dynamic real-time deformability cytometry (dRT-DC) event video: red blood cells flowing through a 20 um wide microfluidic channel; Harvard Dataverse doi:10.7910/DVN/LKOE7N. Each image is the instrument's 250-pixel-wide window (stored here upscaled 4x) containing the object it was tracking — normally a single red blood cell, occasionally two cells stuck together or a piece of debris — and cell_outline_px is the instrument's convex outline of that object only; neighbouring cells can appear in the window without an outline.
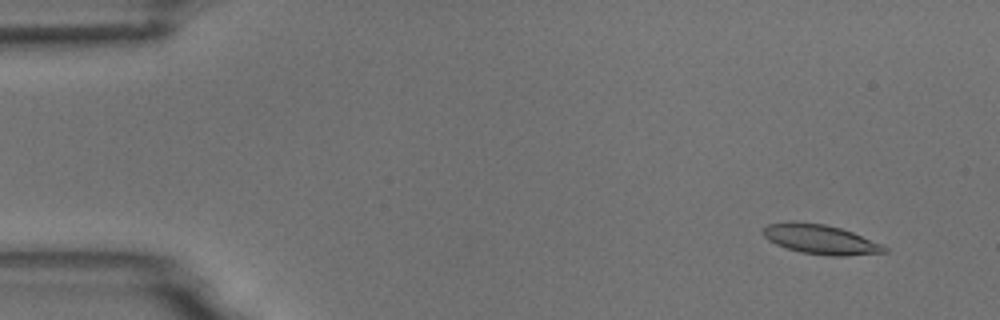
{"species": "common noctule bat (a hibernating species)", "species_latin": "Nyctalus noctula", "temperature_condition": "room temperature", "stored_images_in_passage": 4, "camera_frame_rate_fps": 3000, "um_per_image_px": 0.085, "animal": {"sex": "male", "body_mass_g": 18.8}, "frame": {"image": 1, "passage_image": 1, "time_ms": 0.0, "image_size_px": [1000, 320], "cell_outline_px": [[888, 252], [848, 256], [828, 256], [800, 252], [776, 244], [768, 240], [764, 236], [764, 228], [768, 224], [788, 220], [796, 220], [824, 224], [840, 228], [852, 232], [884, 244], [888, 248]], "centroid_in_image_um": [69.77, 20.34], "position_along_channel_um": 15.2, "area_um2": 21.21}}
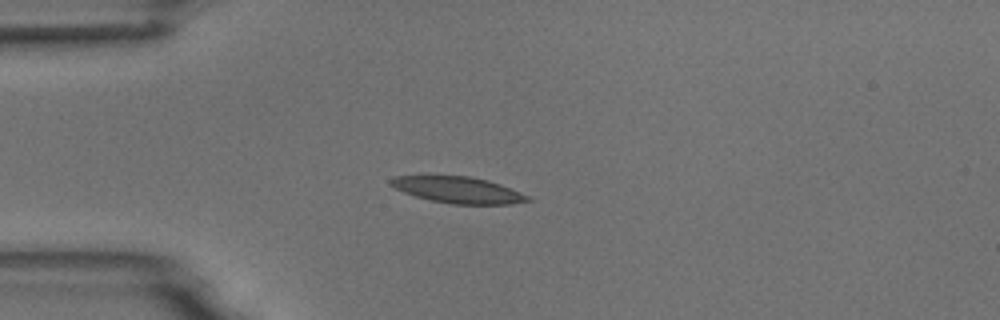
{"frame": {"image": 2, "passage_image": 4, "time_ms": 3.333, "image_size_px": [1000, 320], "cell_outline_px": [[532, 200], [512, 204], [452, 204], [432, 200], [416, 196], [404, 192], [388, 184], [388, 180], [396, 176], [428, 172], [468, 176], [488, 180], [500, 184], [520, 192], [528, 196]], "centroid_in_image_um": [38.83, 16.08], "position_along_channel_um": 46.2, "area_um2": 21.85}}